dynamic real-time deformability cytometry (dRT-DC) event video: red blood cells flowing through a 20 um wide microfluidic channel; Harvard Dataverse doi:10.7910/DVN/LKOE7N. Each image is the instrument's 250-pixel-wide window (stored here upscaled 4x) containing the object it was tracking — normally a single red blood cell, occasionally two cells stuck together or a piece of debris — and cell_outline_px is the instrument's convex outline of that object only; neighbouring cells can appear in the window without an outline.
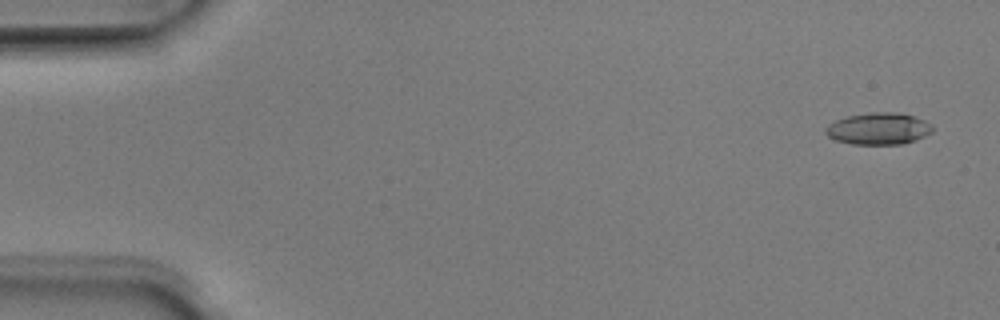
{"species": "Egyptian fruit bat (a non-hibernating species)", "species_latin": "Rousettus aegyptiacus", "temperature_condition": "room temperature", "stored_images_in_passage": 49, "camera_frame_rate_fps": 3000, "um_per_image_px": 0.085, "animal": {"sex": "male"}, "frame": {"image": 1, "passage_image": 1, "time_ms": 0.0, "image_size_px": [1000, 320], "cell_outline_px": [[932, 132], [916, 140], [900, 144], [852, 144], [836, 140], [828, 136], [824, 132], [824, 128], [828, 124], [836, 120], [848, 116], [872, 112], [892, 112], [912, 116], [924, 120], [932, 124]], "centroid_in_image_um": [74.65, 10.94], "position_along_channel_um": 10.3, "area_um2": 19.71}}
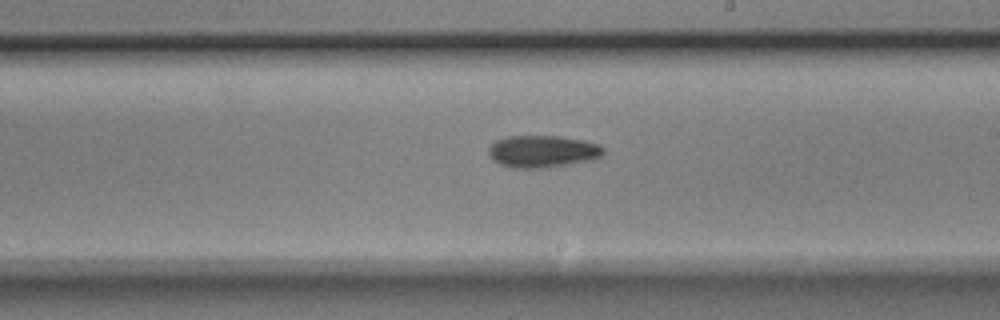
{"frame": {"image": 2, "passage_image": 28, "time_ms": 9.0, "image_size_px": [1000, 320], "cell_outline_px": [[604, 152], [596, 160], [548, 168], [512, 168], [500, 164], [492, 160], [488, 152], [488, 148], [496, 140], [504, 136], [556, 136], [584, 140], [600, 144], [604, 148]], "centroid_in_image_um": [46.14, 12.88], "position_along_channel_um": 242.9, "area_um2": 21.91}}
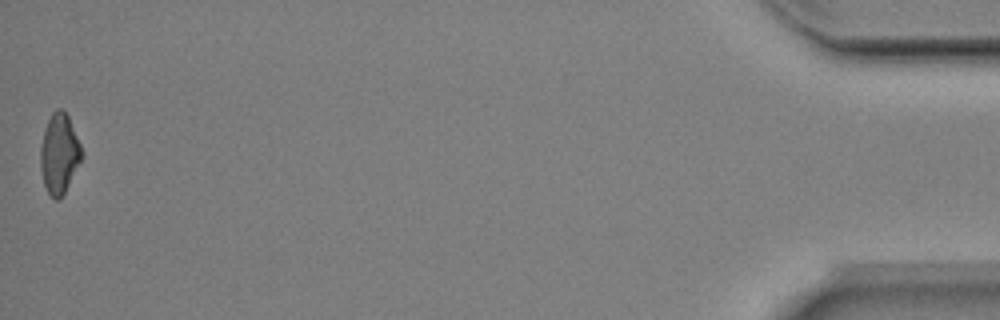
{"frame": {"image": 3, "passage_image": 49, "time_ms": 16.0, "image_size_px": [1000, 320], "cell_outline_px": [[84, 156], [60, 200], [56, 200], [48, 192], [44, 184], [40, 168], [40, 148], [44, 132], [48, 120], [52, 112], [56, 108], [60, 108], [68, 116], [84, 152]], "centroid_in_image_um": [5.05, 13.07], "position_along_channel_um": 430.1, "area_um2": 19.19}, "authors_computed_cell_mechanics": {"area_um2": 19.7676, "velocity_mm_per_s": 4.0395, "shape_relaxation_time_tau1_ms": 9.4779, "shape_relaxation_time_tau2_ms": null, "deformation_change_tau1": 0.2386, "deformation_change_tau2": null}}